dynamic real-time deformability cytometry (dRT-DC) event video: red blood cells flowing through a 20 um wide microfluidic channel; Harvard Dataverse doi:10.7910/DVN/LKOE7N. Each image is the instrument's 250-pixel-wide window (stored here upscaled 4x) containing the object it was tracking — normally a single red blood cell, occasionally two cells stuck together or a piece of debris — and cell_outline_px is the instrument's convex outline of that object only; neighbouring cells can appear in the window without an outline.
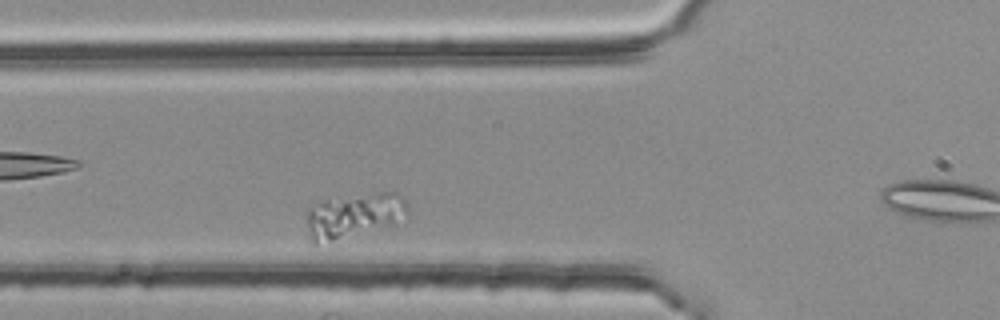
{"species": "common noctule bat (a hibernating species)", "species_latin": "Nyctalus noctula", "temperature_condition": "room temperature", "stored_images_in_passage": 39, "camera_frame_rate_fps": 3000, "um_per_image_px": 0.085, "animal": {"sex": "female", "body_mass_g": 25.1}, "frame": {"image": 1, "passage_image": 12, "time_ms": 3.667, "image_size_px": [1000, 320], "cell_outline_px": [[408, 216], [396, 224], [316, 244], [312, 244], [308, 236], [304, 216], [304, 212], [308, 208], [324, 200], [376, 192], [396, 192], [404, 196], [408, 208]], "centroid_in_image_um": [30.08, 18.3], "position_along_channel_um": 95.7, "area_um2": 26.76}}
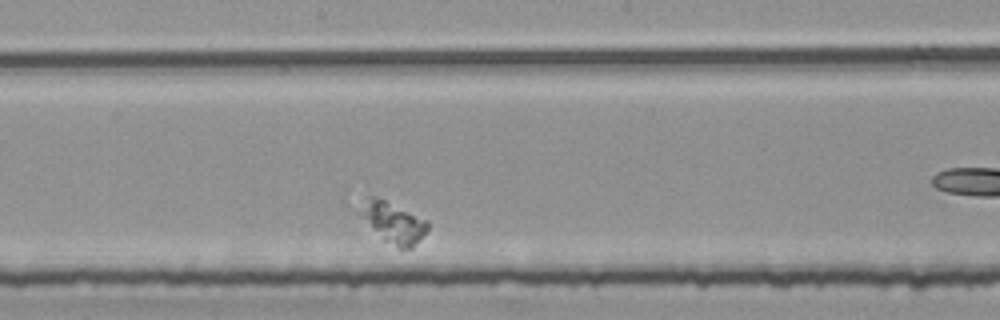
{"frame": {"image": 2, "passage_image": 23, "time_ms": 7.333, "image_size_px": [1000, 320], "cell_outline_px": [[428, 228], [412, 248], [400, 248], [384, 240], [360, 216], [360, 212], [368, 196], [372, 196], [384, 200], [428, 220]], "centroid_in_image_um": [33.46, 18.92], "position_along_channel_um": 214.7, "area_um2": 15.37}}
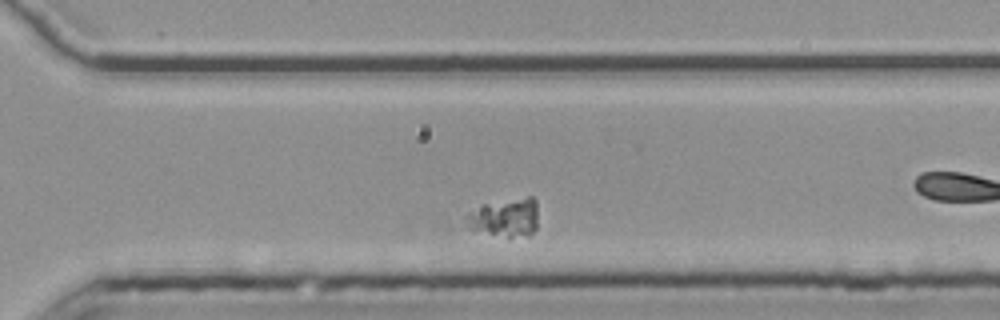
{"frame": {"image": 3, "passage_image": 33, "time_ms": 10.667, "image_size_px": [1000, 320], "cell_outline_px": [[536, 228], [528, 236], [508, 236], [452, 228], [448, 224], [448, 220], [484, 204], [528, 196], [532, 196], [536, 200]], "centroid_in_image_um": [42.52, 18.52], "position_along_channel_um": 328.1, "area_um2": 17.8}}